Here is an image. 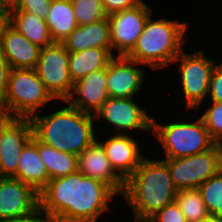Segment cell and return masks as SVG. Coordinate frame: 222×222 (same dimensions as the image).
Returning <instances> with one entry per match:
<instances>
[{"label":"cell","instance_id":"38","mask_svg":"<svg viewBox=\"0 0 222 222\" xmlns=\"http://www.w3.org/2000/svg\"><path fill=\"white\" fill-rule=\"evenodd\" d=\"M215 145H216L218 152H219L220 167L222 170V141H216Z\"/></svg>","mask_w":222,"mask_h":222},{"label":"cell","instance_id":"37","mask_svg":"<svg viewBox=\"0 0 222 222\" xmlns=\"http://www.w3.org/2000/svg\"><path fill=\"white\" fill-rule=\"evenodd\" d=\"M7 117L8 116L3 107V101L0 99V122L4 121Z\"/></svg>","mask_w":222,"mask_h":222},{"label":"cell","instance_id":"30","mask_svg":"<svg viewBox=\"0 0 222 222\" xmlns=\"http://www.w3.org/2000/svg\"><path fill=\"white\" fill-rule=\"evenodd\" d=\"M147 222H187L176 201L168 204Z\"/></svg>","mask_w":222,"mask_h":222},{"label":"cell","instance_id":"22","mask_svg":"<svg viewBox=\"0 0 222 222\" xmlns=\"http://www.w3.org/2000/svg\"><path fill=\"white\" fill-rule=\"evenodd\" d=\"M7 21L31 43L46 47L54 43L46 20L26 11H8Z\"/></svg>","mask_w":222,"mask_h":222},{"label":"cell","instance_id":"6","mask_svg":"<svg viewBox=\"0 0 222 222\" xmlns=\"http://www.w3.org/2000/svg\"><path fill=\"white\" fill-rule=\"evenodd\" d=\"M151 131L162 143L166 159L192 156L210 150L215 141L201 118L196 122L160 125L152 118Z\"/></svg>","mask_w":222,"mask_h":222},{"label":"cell","instance_id":"24","mask_svg":"<svg viewBox=\"0 0 222 222\" xmlns=\"http://www.w3.org/2000/svg\"><path fill=\"white\" fill-rule=\"evenodd\" d=\"M38 153L47 168L50 179L78 171V156L61 152L38 141Z\"/></svg>","mask_w":222,"mask_h":222},{"label":"cell","instance_id":"2","mask_svg":"<svg viewBox=\"0 0 222 222\" xmlns=\"http://www.w3.org/2000/svg\"><path fill=\"white\" fill-rule=\"evenodd\" d=\"M175 188L167 164L142 159L139 167L125 181L123 195L134 210L135 222H147L163 207L175 201Z\"/></svg>","mask_w":222,"mask_h":222},{"label":"cell","instance_id":"17","mask_svg":"<svg viewBox=\"0 0 222 222\" xmlns=\"http://www.w3.org/2000/svg\"><path fill=\"white\" fill-rule=\"evenodd\" d=\"M106 157L109 159L113 169L118 171L119 176L126 181L139 167L143 155H139L138 142L132 136L118 133L106 141H100Z\"/></svg>","mask_w":222,"mask_h":222},{"label":"cell","instance_id":"32","mask_svg":"<svg viewBox=\"0 0 222 222\" xmlns=\"http://www.w3.org/2000/svg\"><path fill=\"white\" fill-rule=\"evenodd\" d=\"M141 1L142 0H102L107 15L133 8Z\"/></svg>","mask_w":222,"mask_h":222},{"label":"cell","instance_id":"28","mask_svg":"<svg viewBox=\"0 0 222 222\" xmlns=\"http://www.w3.org/2000/svg\"><path fill=\"white\" fill-rule=\"evenodd\" d=\"M201 119L210 137L215 142L222 141V102H212L211 107L205 111Z\"/></svg>","mask_w":222,"mask_h":222},{"label":"cell","instance_id":"18","mask_svg":"<svg viewBox=\"0 0 222 222\" xmlns=\"http://www.w3.org/2000/svg\"><path fill=\"white\" fill-rule=\"evenodd\" d=\"M78 171L85 176L110 185L117 193H123L125 181L111 166L102 144L97 139L78 155Z\"/></svg>","mask_w":222,"mask_h":222},{"label":"cell","instance_id":"27","mask_svg":"<svg viewBox=\"0 0 222 222\" xmlns=\"http://www.w3.org/2000/svg\"><path fill=\"white\" fill-rule=\"evenodd\" d=\"M78 26L95 23L108 17L102 0H71Z\"/></svg>","mask_w":222,"mask_h":222},{"label":"cell","instance_id":"26","mask_svg":"<svg viewBox=\"0 0 222 222\" xmlns=\"http://www.w3.org/2000/svg\"><path fill=\"white\" fill-rule=\"evenodd\" d=\"M210 215L222 219V170L199 186Z\"/></svg>","mask_w":222,"mask_h":222},{"label":"cell","instance_id":"33","mask_svg":"<svg viewBox=\"0 0 222 222\" xmlns=\"http://www.w3.org/2000/svg\"><path fill=\"white\" fill-rule=\"evenodd\" d=\"M11 67L0 51V99L4 101L8 91L9 73Z\"/></svg>","mask_w":222,"mask_h":222},{"label":"cell","instance_id":"23","mask_svg":"<svg viewBox=\"0 0 222 222\" xmlns=\"http://www.w3.org/2000/svg\"><path fill=\"white\" fill-rule=\"evenodd\" d=\"M45 20L54 42H62L78 26L71 0H51Z\"/></svg>","mask_w":222,"mask_h":222},{"label":"cell","instance_id":"9","mask_svg":"<svg viewBox=\"0 0 222 222\" xmlns=\"http://www.w3.org/2000/svg\"><path fill=\"white\" fill-rule=\"evenodd\" d=\"M180 61L179 73L186 99V108H198L203 99L209 93V84L212 70L215 67L214 60L204 56L203 51L192 55L183 51L174 59Z\"/></svg>","mask_w":222,"mask_h":222},{"label":"cell","instance_id":"34","mask_svg":"<svg viewBox=\"0 0 222 222\" xmlns=\"http://www.w3.org/2000/svg\"><path fill=\"white\" fill-rule=\"evenodd\" d=\"M4 222H58V220L39 207L33 213L27 215L24 218L7 220Z\"/></svg>","mask_w":222,"mask_h":222},{"label":"cell","instance_id":"11","mask_svg":"<svg viewBox=\"0 0 222 222\" xmlns=\"http://www.w3.org/2000/svg\"><path fill=\"white\" fill-rule=\"evenodd\" d=\"M32 136L30 118L7 117L0 122V177L17 172L21 152Z\"/></svg>","mask_w":222,"mask_h":222},{"label":"cell","instance_id":"14","mask_svg":"<svg viewBox=\"0 0 222 222\" xmlns=\"http://www.w3.org/2000/svg\"><path fill=\"white\" fill-rule=\"evenodd\" d=\"M102 117L116 130H151L152 118L132 98L108 97L102 108L94 115Z\"/></svg>","mask_w":222,"mask_h":222},{"label":"cell","instance_id":"16","mask_svg":"<svg viewBox=\"0 0 222 222\" xmlns=\"http://www.w3.org/2000/svg\"><path fill=\"white\" fill-rule=\"evenodd\" d=\"M74 94H77L76 97ZM107 98L106 69H101L75 82L70 96L64 102L88 114L93 110L95 115Z\"/></svg>","mask_w":222,"mask_h":222},{"label":"cell","instance_id":"13","mask_svg":"<svg viewBox=\"0 0 222 222\" xmlns=\"http://www.w3.org/2000/svg\"><path fill=\"white\" fill-rule=\"evenodd\" d=\"M140 63L127 56L113 57L106 68V89L108 97L134 98L141 89L144 72L135 68Z\"/></svg>","mask_w":222,"mask_h":222},{"label":"cell","instance_id":"31","mask_svg":"<svg viewBox=\"0 0 222 222\" xmlns=\"http://www.w3.org/2000/svg\"><path fill=\"white\" fill-rule=\"evenodd\" d=\"M209 94L212 102H222V65H215L209 84Z\"/></svg>","mask_w":222,"mask_h":222},{"label":"cell","instance_id":"8","mask_svg":"<svg viewBox=\"0 0 222 222\" xmlns=\"http://www.w3.org/2000/svg\"><path fill=\"white\" fill-rule=\"evenodd\" d=\"M69 55L62 42L43 47L35 71L47 90L56 99L67 100L73 89L69 73Z\"/></svg>","mask_w":222,"mask_h":222},{"label":"cell","instance_id":"3","mask_svg":"<svg viewBox=\"0 0 222 222\" xmlns=\"http://www.w3.org/2000/svg\"><path fill=\"white\" fill-rule=\"evenodd\" d=\"M92 114L69 106L48 116L33 115V136L41 143L78 156L95 140Z\"/></svg>","mask_w":222,"mask_h":222},{"label":"cell","instance_id":"10","mask_svg":"<svg viewBox=\"0 0 222 222\" xmlns=\"http://www.w3.org/2000/svg\"><path fill=\"white\" fill-rule=\"evenodd\" d=\"M150 15L152 9L143 0L133 8L108 15L111 49H117L118 56H127L133 50Z\"/></svg>","mask_w":222,"mask_h":222},{"label":"cell","instance_id":"29","mask_svg":"<svg viewBox=\"0 0 222 222\" xmlns=\"http://www.w3.org/2000/svg\"><path fill=\"white\" fill-rule=\"evenodd\" d=\"M51 0H19L8 11H26L43 19L48 16Z\"/></svg>","mask_w":222,"mask_h":222},{"label":"cell","instance_id":"41","mask_svg":"<svg viewBox=\"0 0 222 222\" xmlns=\"http://www.w3.org/2000/svg\"><path fill=\"white\" fill-rule=\"evenodd\" d=\"M58 222H74V221H62V220H58Z\"/></svg>","mask_w":222,"mask_h":222},{"label":"cell","instance_id":"7","mask_svg":"<svg viewBox=\"0 0 222 222\" xmlns=\"http://www.w3.org/2000/svg\"><path fill=\"white\" fill-rule=\"evenodd\" d=\"M163 161L167 164L173 184L178 191L199 188L202 183L221 171L216 145L203 153L163 159Z\"/></svg>","mask_w":222,"mask_h":222},{"label":"cell","instance_id":"1","mask_svg":"<svg viewBox=\"0 0 222 222\" xmlns=\"http://www.w3.org/2000/svg\"><path fill=\"white\" fill-rule=\"evenodd\" d=\"M117 194L105 182L77 171L50 179L39 192V207L57 220L96 222Z\"/></svg>","mask_w":222,"mask_h":222},{"label":"cell","instance_id":"15","mask_svg":"<svg viewBox=\"0 0 222 222\" xmlns=\"http://www.w3.org/2000/svg\"><path fill=\"white\" fill-rule=\"evenodd\" d=\"M41 49L8 21L5 22L0 34V51L11 69H35Z\"/></svg>","mask_w":222,"mask_h":222},{"label":"cell","instance_id":"25","mask_svg":"<svg viewBox=\"0 0 222 222\" xmlns=\"http://www.w3.org/2000/svg\"><path fill=\"white\" fill-rule=\"evenodd\" d=\"M175 201L187 222H196L209 215L199 188L179 190Z\"/></svg>","mask_w":222,"mask_h":222},{"label":"cell","instance_id":"12","mask_svg":"<svg viewBox=\"0 0 222 222\" xmlns=\"http://www.w3.org/2000/svg\"><path fill=\"white\" fill-rule=\"evenodd\" d=\"M39 208V192L13 177H0V222L24 218Z\"/></svg>","mask_w":222,"mask_h":222},{"label":"cell","instance_id":"39","mask_svg":"<svg viewBox=\"0 0 222 222\" xmlns=\"http://www.w3.org/2000/svg\"><path fill=\"white\" fill-rule=\"evenodd\" d=\"M8 9L13 7L19 0H0Z\"/></svg>","mask_w":222,"mask_h":222},{"label":"cell","instance_id":"20","mask_svg":"<svg viewBox=\"0 0 222 222\" xmlns=\"http://www.w3.org/2000/svg\"><path fill=\"white\" fill-rule=\"evenodd\" d=\"M12 177L32 186L37 192L50 181L47 168L38 153V140L34 136L24 146L17 172Z\"/></svg>","mask_w":222,"mask_h":222},{"label":"cell","instance_id":"36","mask_svg":"<svg viewBox=\"0 0 222 222\" xmlns=\"http://www.w3.org/2000/svg\"><path fill=\"white\" fill-rule=\"evenodd\" d=\"M196 222H222V219H217L209 214L205 218L200 219L199 221H196Z\"/></svg>","mask_w":222,"mask_h":222},{"label":"cell","instance_id":"21","mask_svg":"<svg viewBox=\"0 0 222 222\" xmlns=\"http://www.w3.org/2000/svg\"><path fill=\"white\" fill-rule=\"evenodd\" d=\"M112 49L88 48L70 53L69 73L73 83L91 72L106 69L110 60L115 57Z\"/></svg>","mask_w":222,"mask_h":222},{"label":"cell","instance_id":"5","mask_svg":"<svg viewBox=\"0 0 222 222\" xmlns=\"http://www.w3.org/2000/svg\"><path fill=\"white\" fill-rule=\"evenodd\" d=\"M55 98L39 79L35 69H11L3 107L8 117L31 118Z\"/></svg>","mask_w":222,"mask_h":222},{"label":"cell","instance_id":"40","mask_svg":"<svg viewBox=\"0 0 222 222\" xmlns=\"http://www.w3.org/2000/svg\"><path fill=\"white\" fill-rule=\"evenodd\" d=\"M4 24H5V22H0V34H1V30H2V28L4 26Z\"/></svg>","mask_w":222,"mask_h":222},{"label":"cell","instance_id":"4","mask_svg":"<svg viewBox=\"0 0 222 222\" xmlns=\"http://www.w3.org/2000/svg\"><path fill=\"white\" fill-rule=\"evenodd\" d=\"M186 29V23L165 19L152 21L150 15L136 46L127 57L154 69L172 64L183 51Z\"/></svg>","mask_w":222,"mask_h":222},{"label":"cell","instance_id":"19","mask_svg":"<svg viewBox=\"0 0 222 222\" xmlns=\"http://www.w3.org/2000/svg\"><path fill=\"white\" fill-rule=\"evenodd\" d=\"M62 43L70 53L88 48L111 49L108 17L95 23L77 26Z\"/></svg>","mask_w":222,"mask_h":222},{"label":"cell","instance_id":"35","mask_svg":"<svg viewBox=\"0 0 222 222\" xmlns=\"http://www.w3.org/2000/svg\"><path fill=\"white\" fill-rule=\"evenodd\" d=\"M8 18V8L0 1V22H6Z\"/></svg>","mask_w":222,"mask_h":222}]
</instances>
